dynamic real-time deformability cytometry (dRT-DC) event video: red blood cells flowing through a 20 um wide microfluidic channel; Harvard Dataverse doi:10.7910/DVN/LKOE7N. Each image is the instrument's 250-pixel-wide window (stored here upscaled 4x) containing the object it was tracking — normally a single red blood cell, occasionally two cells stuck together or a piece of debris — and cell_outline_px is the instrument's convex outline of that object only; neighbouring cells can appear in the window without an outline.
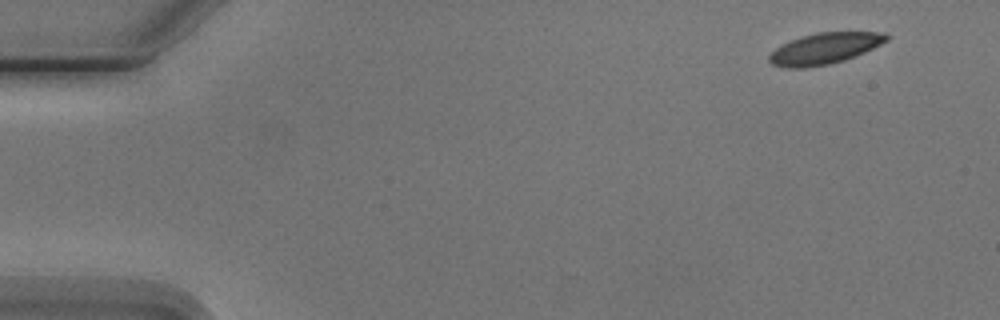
{"species": "Egyptian fruit bat (a non-hibernating species)", "species_latin": "Rousettus aegyptiacus", "temperature_condition": "cold", "stored_images_in_passage": 7, "camera_frame_rate_fps": 3000, "um_per_image_px": 0.085, "animal": {"sex": "male"}, "frame": {"image": 1, "passage_image": 1, "time_ms": 0.0, "image_size_px": [1000, 320], "cell_outline_px": [[888, 40], [856, 56], [844, 60], [828, 64], [804, 68], [784, 68], [772, 64], [768, 60], [768, 56], [780, 44], [800, 36], [816, 32], [884, 32], [888, 36]], "centroid_in_image_um": [70.05, 4.12], "position_along_channel_um": 15.0, "area_um2": 21.33}}
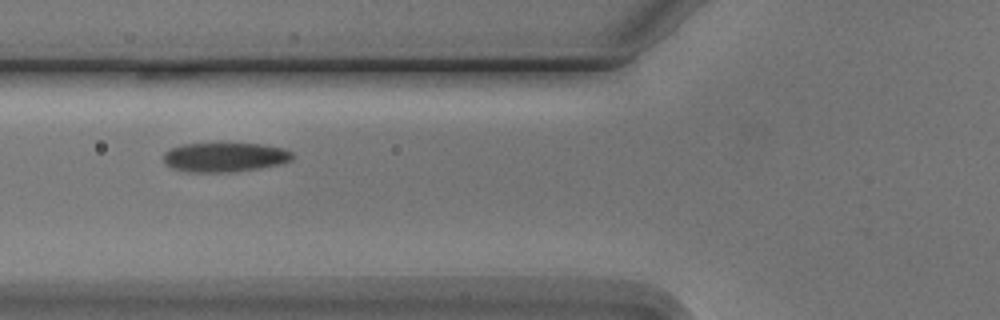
{"frame": {"image": 2, "passage_image": 5, "time_ms": 5.667, "image_size_px": [1000, 320], "cell_outline_px": [[292, 160], [280, 164], [260, 168], [236, 172], [188, 172], [172, 168], [164, 164], [164, 152], [180, 144], [216, 140], [220, 140], [260, 144], [284, 148], [292, 152]], "centroid_in_image_um": [19.07, 13.31], "position_along_channel_um": 106.7, "area_um2": 23.29}}
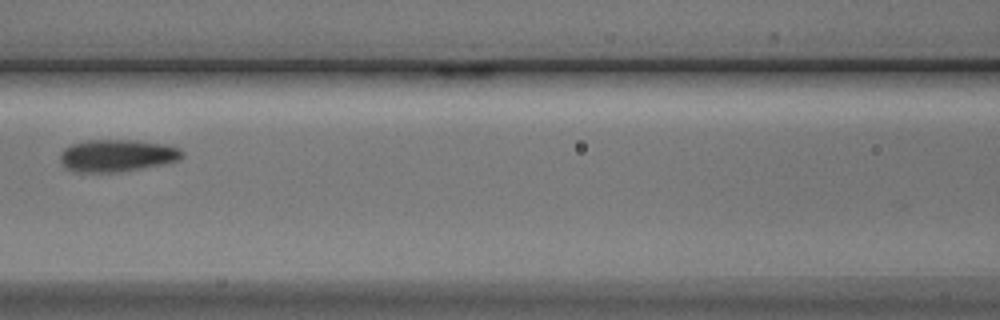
{"frame": {"image": 3, "passage_image": 6, "time_ms": 7.0, "image_size_px": [1000, 320], "cell_outline_px": [[184, 156], [176, 160], [160, 164], [140, 168], [112, 172], [76, 172], [64, 168], [60, 160], [60, 152], [64, 148], [72, 144], [84, 140], [136, 140], [168, 144], [180, 148], [184, 152]], "centroid_in_image_um": [9.91, 13.2], "position_along_channel_um": 156.7, "area_um2": 22.95}}